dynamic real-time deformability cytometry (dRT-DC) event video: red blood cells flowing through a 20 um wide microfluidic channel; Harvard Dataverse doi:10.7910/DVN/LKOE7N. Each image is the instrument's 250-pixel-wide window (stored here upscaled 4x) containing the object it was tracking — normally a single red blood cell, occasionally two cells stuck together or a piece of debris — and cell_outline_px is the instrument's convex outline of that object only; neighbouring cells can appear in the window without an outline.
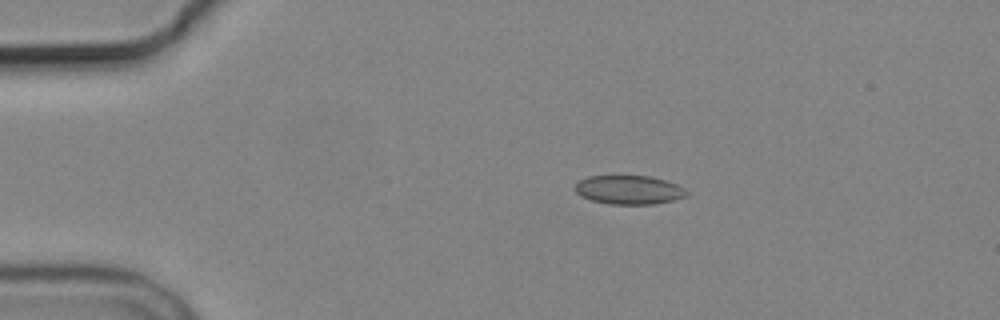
{"species": "common noctule bat (a hibernating species)", "species_latin": "Nyctalus noctula", "temperature_condition": "cold", "stored_images_in_passage": 4, "camera_frame_rate_fps": 3000, "um_per_image_px": 0.085, "animal": {"sex": "male", "body_mass_g": 19.2, "forearm_length_mm": 51.8}, "frame": {"image": 1, "passage_image": 2, "time_ms": 2.0, "image_size_px": [1000, 320], "cell_outline_px": [[688, 196], [672, 200], [652, 204], [608, 204], [592, 200], [580, 196], [572, 188], [576, 180], [588, 176], [652, 176], [676, 184], [684, 188], [688, 192]], "centroid_in_image_um": [53.4, 16.13], "position_along_channel_um": 31.6, "area_um2": 18.96}}